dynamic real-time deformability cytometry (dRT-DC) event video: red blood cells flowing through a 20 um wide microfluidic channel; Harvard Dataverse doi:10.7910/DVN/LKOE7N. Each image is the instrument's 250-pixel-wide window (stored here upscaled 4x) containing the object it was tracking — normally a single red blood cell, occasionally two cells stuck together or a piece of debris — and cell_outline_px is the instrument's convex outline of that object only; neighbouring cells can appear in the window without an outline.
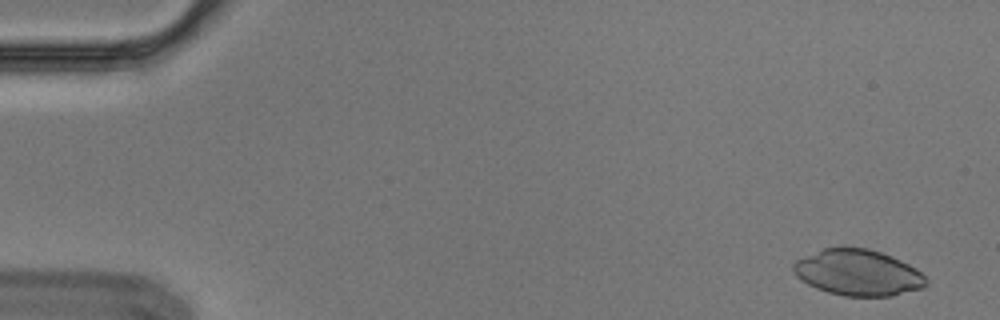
{"species": "Egyptian fruit bat (a non-hibernating species)", "species_latin": "Rousettus aegyptiacus", "temperature_condition": "cold", "stored_images_in_passage": 5, "camera_frame_rate_fps": 3000, "um_per_image_px": 0.085, "animal": {"sex": "male"}, "frame": {"image": 1, "passage_image": 1, "time_ms": 0.0, "image_size_px": [1000, 320], "cell_outline_px": [[928, 284], [924, 288], [892, 296], [844, 296], [828, 292], [816, 288], [808, 284], [796, 276], [792, 268], [792, 264], [796, 260], [824, 248], [868, 248], [880, 252], [900, 260], [916, 268], [928, 280]], "centroid_in_image_um": [72.95, 23.19], "position_along_channel_um": 12.1, "area_um2": 35.49}}